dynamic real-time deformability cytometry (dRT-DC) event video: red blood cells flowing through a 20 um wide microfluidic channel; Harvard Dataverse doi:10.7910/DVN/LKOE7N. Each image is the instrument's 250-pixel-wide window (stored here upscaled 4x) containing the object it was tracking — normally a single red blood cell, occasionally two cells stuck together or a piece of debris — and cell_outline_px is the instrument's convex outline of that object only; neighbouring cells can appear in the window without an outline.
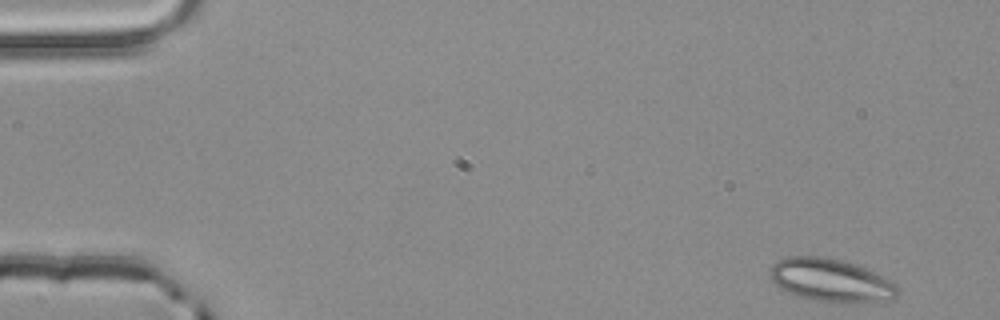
{"species": "common noctule bat (a hibernating species)", "species_latin": "Nyctalus noctula", "temperature_condition": "room temperature", "stored_images_in_passage": 4, "camera_frame_rate_fps": 3000, "um_per_image_px": 0.085, "animal": {"sex": "male", "body_mass_g": 20.4}, "frame": {"image": 1, "passage_image": 1, "time_ms": 0.0, "image_size_px": [1000, 320], "cell_outline_px": [[900, 292], [892, 300], [844, 304], [816, 300], [796, 296], [780, 288], [772, 280], [768, 272], [772, 264], [776, 260], [788, 256], [824, 256], [840, 260], [864, 268], [896, 284], [900, 288]], "centroid_in_image_um": [70.6, 23.84], "position_along_channel_um": 14.4, "area_um2": 32.19}}